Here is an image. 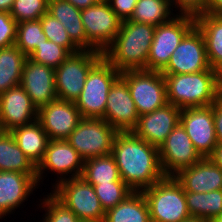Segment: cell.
<instances>
[{
	"mask_svg": "<svg viewBox=\"0 0 222 222\" xmlns=\"http://www.w3.org/2000/svg\"><path fill=\"white\" fill-rule=\"evenodd\" d=\"M111 155L121 179L134 192H142L165 177L158 148L137 137L132 131L117 133Z\"/></svg>",
	"mask_w": 222,
	"mask_h": 222,
	"instance_id": "obj_1",
	"label": "cell"
},
{
	"mask_svg": "<svg viewBox=\"0 0 222 222\" xmlns=\"http://www.w3.org/2000/svg\"><path fill=\"white\" fill-rule=\"evenodd\" d=\"M155 28L148 23L123 21L115 39L103 51V57L119 72L145 70Z\"/></svg>",
	"mask_w": 222,
	"mask_h": 222,
	"instance_id": "obj_2",
	"label": "cell"
},
{
	"mask_svg": "<svg viewBox=\"0 0 222 222\" xmlns=\"http://www.w3.org/2000/svg\"><path fill=\"white\" fill-rule=\"evenodd\" d=\"M163 75L167 101L177 108L211 106L220 97L214 69L197 73Z\"/></svg>",
	"mask_w": 222,
	"mask_h": 222,
	"instance_id": "obj_3",
	"label": "cell"
},
{
	"mask_svg": "<svg viewBox=\"0 0 222 222\" xmlns=\"http://www.w3.org/2000/svg\"><path fill=\"white\" fill-rule=\"evenodd\" d=\"M151 222H182L190 218L185 191L175 177H164L142 191Z\"/></svg>",
	"mask_w": 222,
	"mask_h": 222,
	"instance_id": "obj_4",
	"label": "cell"
},
{
	"mask_svg": "<svg viewBox=\"0 0 222 222\" xmlns=\"http://www.w3.org/2000/svg\"><path fill=\"white\" fill-rule=\"evenodd\" d=\"M120 72L102 57L90 70L75 106L82 118H103L107 96Z\"/></svg>",
	"mask_w": 222,
	"mask_h": 222,
	"instance_id": "obj_5",
	"label": "cell"
},
{
	"mask_svg": "<svg viewBox=\"0 0 222 222\" xmlns=\"http://www.w3.org/2000/svg\"><path fill=\"white\" fill-rule=\"evenodd\" d=\"M118 131L102 118H82L66 141L85 161L109 155Z\"/></svg>",
	"mask_w": 222,
	"mask_h": 222,
	"instance_id": "obj_6",
	"label": "cell"
},
{
	"mask_svg": "<svg viewBox=\"0 0 222 222\" xmlns=\"http://www.w3.org/2000/svg\"><path fill=\"white\" fill-rule=\"evenodd\" d=\"M103 57L99 50L72 53L55 69L57 99L75 102L91 68Z\"/></svg>",
	"mask_w": 222,
	"mask_h": 222,
	"instance_id": "obj_7",
	"label": "cell"
},
{
	"mask_svg": "<svg viewBox=\"0 0 222 222\" xmlns=\"http://www.w3.org/2000/svg\"><path fill=\"white\" fill-rule=\"evenodd\" d=\"M52 186L51 193L73 211L80 221L104 222L105 211L94 187L82 177L67 178Z\"/></svg>",
	"mask_w": 222,
	"mask_h": 222,
	"instance_id": "obj_8",
	"label": "cell"
},
{
	"mask_svg": "<svg viewBox=\"0 0 222 222\" xmlns=\"http://www.w3.org/2000/svg\"><path fill=\"white\" fill-rule=\"evenodd\" d=\"M126 80L139 116L165 106L167 101L166 82L159 71L127 70L120 72Z\"/></svg>",
	"mask_w": 222,
	"mask_h": 222,
	"instance_id": "obj_9",
	"label": "cell"
},
{
	"mask_svg": "<svg viewBox=\"0 0 222 222\" xmlns=\"http://www.w3.org/2000/svg\"><path fill=\"white\" fill-rule=\"evenodd\" d=\"M194 26L195 17L180 14L156 26L145 70L161 72L181 40Z\"/></svg>",
	"mask_w": 222,
	"mask_h": 222,
	"instance_id": "obj_10",
	"label": "cell"
},
{
	"mask_svg": "<svg viewBox=\"0 0 222 222\" xmlns=\"http://www.w3.org/2000/svg\"><path fill=\"white\" fill-rule=\"evenodd\" d=\"M158 151L165 177H174L181 170L189 168L202 159L180 122L167 136Z\"/></svg>",
	"mask_w": 222,
	"mask_h": 222,
	"instance_id": "obj_11",
	"label": "cell"
},
{
	"mask_svg": "<svg viewBox=\"0 0 222 222\" xmlns=\"http://www.w3.org/2000/svg\"><path fill=\"white\" fill-rule=\"evenodd\" d=\"M83 166L84 160L66 140H49L44 157L36 167L37 183L43 182L40 180H44L45 171L53 172L57 177L60 175L55 185L66 180L67 176L68 179L81 177Z\"/></svg>",
	"mask_w": 222,
	"mask_h": 222,
	"instance_id": "obj_12",
	"label": "cell"
},
{
	"mask_svg": "<svg viewBox=\"0 0 222 222\" xmlns=\"http://www.w3.org/2000/svg\"><path fill=\"white\" fill-rule=\"evenodd\" d=\"M207 69L213 68L208 62L204 37L200 30L194 26L181 40L161 73L186 74Z\"/></svg>",
	"mask_w": 222,
	"mask_h": 222,
	"instance_id": "obj_13",
	"label": "cell"
},
{
	"mask_svg": "<svg viewBox=\"0 0 222 222\" xmlns=\"http://www.w3.org/2000/svg\"><path fill=\"white\" fill-rule=\"evenodd\" d=\"M81 20L87 39L101 52L113 42L123 22L106 0L81 10Z\"/></svg>",
	"mask_w": 222,
	"mask_h": 222,
	"instance_id": "obj_14",
	"label": "cell"
},
{
	"mask_svg": "<svg viewBox=\"0 0 222 222\" xmlns=\"http://www.w3.org/2000/svg\"><path fill=\"white\" fill-rule=\"evenodd\" d=\"M180 123L202 158L209 157L218 142L213 118V104L207 107L184 108Z\"/></svg>",
	"mask_w": 222,
	"mask_h": 222,
	"instance_id": "obj_15",
	"label": "cell"
},
{
	"mask_svg": "<svg viewBox=\"0 0 222 222\" xmlns=\"http://www.w3.org/2000/svg\"><path fill=\"white\" fill-rule=\"evenodd\" d=\"M104 119L118 132L132 131L139 119V114L126 80L120 75L112 84L107 96Z\"/></svg>",
	"mask_w": 222,
	"mask_h": 222,
	"instance_id": "obj_16",
	"label": "cell"
},
{
	"mask_svg": "<svg viewBox=\"0 0 222 222\" xmlns=\"http://www.w3.org/2000/svg\"><path fill=\"white\" fill-rule=\"evenodd\" d=\"M82 119L74 102L55 99L38 109L37 121L49 140H66Z\"/></svg>",
	"mask_w": 222,
	"mask_h": 222,
	"instance_id": "obj_17",
	"label": "cell"
},
{
	"mask_svg": "<svg viewBox=\"0 0 222 222\" xmlns=\"http://www.w3.org/2000/svg\"><path fill=\"white\" fill-rule=\"evenodd\" d=\"M20 85L39 109L57 99L55 69L26 58Z\"/></svg>",
	"mask_w": 222,
	"mask_h": 222,
	"instance_id": "obj_18",
	"label": "cell"
},
{
	"mask_svg": "<svg viewBox=\"0 0 222 222\" xmlns=\"http://www.w3.org/2000/svg\"><path fill=\"white\" fill-rule=\"evenodd\" d=\"M37 113L38 109L21 85L0 94L1 131H11L15 127L35 122Z\"/></svg>",
	"mask_w": 222,
	"mask_h": 222,
	"instance_id": "obj_19",
	"label": "cell"
},
{
	"mask_svg": "<svg viewBox=\"0 0 222 222\" xmlns=\"http://www.w3.org/2000/svg\"><path fill=\"white\" fill-rule=\"evenodd\" d=\"M181 109L167 103L151 113L139 116L132 132L139 138L159 148L180 122Z\"/></svg>",
	"mask_w": 222,
	"mask_h": 222,
	"instance_id": "obj_20",
	"label": "cell"
},
{
	"mask_svg": "<svg viewBox=\"0 0 222 222\" xmlns=\"http://www.w3.org/2000/svg\"><path fill=\"white\" fill-rule=\"evenodd\" d=\"M37 186V174L0 171V219L20 208Z\"/></svg>",
	"mask_w": 222,
	"mask_h": 222,
	"instance_id": "obj_21",
	"label": "cell"
},
{
	"mask_svg": "<svg viewBox=\"0 0 222 222\" xmlns=\"http://www.w3.org/2000/svg\"><path fill=\"white\" fill-rule=\"evenodd\" d=\"M174 177L185 192L205 193L222 190V169L208 157L202 158L196 164L181 170Z\"/></svg>",
	"mask_w": 222,
	"mask_h": 222,
	"instance_id": "obj_22",
	"label": "cell"
},
{
	"mask_svg": "<svg viewBox=\"0 0 222 222\" xmlns=\"http://www.w3.org/2000/svg\"><path fill=\"white\" fill-rule=\"evenodd\" d=\"M48 13L65 27L72 42L80 50H98L86 36L81 20V10L65 0H49Z\"/></svg>",
	"mask_w": 222,
	"mask_h": 222,
	"instance_id": "obj_23",
	"label": "cell"
},
{
	"mask_svg": "<svg viewBox=\"0 0 222 222\" xmlns=\"http://www.w3.org/2000/svg\"><path fill=\"white\" fill-rule=\"evenodd\" d=\"M10 132L25 156L37 167L44 157L49 142L41 124L35 121L29 125L15 127Z\"/></svg>",
	"mask_w": 222,
	"mask_h": 222,
	"instance_id": "obj_24",
	"label": "cell"
},
{
	"mask_svg": "<svg viewBox=\"0 0 222 222\" xmlns=\"http://www.w3.org/2000/svg\"><path fill=\"white\" fill-rule=\"evenodd\" d=\"M195 26L204 37L208 62L214 69L222 62V15H198L195 17Z\"/></svg>",
	"mask_w": 222,
	"mask_h": 222,
	"instance_id": "obj_25",
	"label": "cell"
},
{
	"mask_svg": "<svg viewBox=\"0 0 222 222\" xmlns=\"http://www.w3.org/2000/svg\"><path fill=\"white\" fill-rule=\"evenodd\" d=\"M104 222H151L144 194L131 193L124 201L105 212Z\"/></svg>",
	"mask_w": 222,
	"mask_h": 222,
	"instance_id": "obj_26",
	"label": "cell"
},
{
	"mask_svg": "<svg viewBox=\"0 0 222 222\" xmlns=\"http://www.w3.org/2000/svg\"><path fill=\"white\" fill-rule=\"evenodd\" d=\"M0 171L36 174V167L19 148L10 131H0Z\"/></svg>",
	"mask_w": 222,
	"mask_h": 222,
	"instance_id": "obj_27",
	"label": "cell"
},
{
	"mask_svg": "<svg viewBox=\"0 0 222 222\" xmlns=\"http://www.w3.org/2000/svg\"><path fill=\"white\" fill-rule=\"evenodd\" d=\"M26 58L15 44L0 49V94L20 85Z\"/></svg>",
	"mask_w": 222,
	"mask_h": 222,
	"instance_id": "obj_28",
	"label": "cell"
},
{
	"mask_svg": "<svg viewBox=\"0 0 222 222\" xmlns=\"http://www.w3.org/2000/svg\"><path fill=\"white\" fill-rule=\"evenodd\" d=\"M185 197L191 217L212 221L222 214V190L205 193L185 192Z\"/></svg>",
	"mask_w": 222,
	"mask_h": 222,
	"instance_id": "obj_29",
	"label": "cell"
},
{
	"mask_svg": "<svg viewBox=\"0 0 222 222\" xmlns=\"http://www.w3.org/2000/svg\"><path fill=\"white\" fill-rule=\"evenodd\" d=\"M81 177L93 186L123 181L111 154L85 160Z\"/></svg>",
	"mask_w": 222,
	"mask_h": 222,
	"instance_id": "obj_30",
	"label": "cell"
},
{
	"mask_svg": "<svg viewBox=\"0 0 222 222\" xmlns=\"http://www.w3.org/2000/svg\"><path fill=\"white\" fill-rule=\"evenodd\" d=\"M173 9L170 0H137L130 20L158 26L169 22L177 15L173 14Z\"/></svg>",
	"mask_w": 222,
	"mask_h": 222,
	"instance_id": "obj_31",
	"label": "cell"
},
{
	"mask_svg": "<svg viewBox=\"0 0 222 222\" xmlns=\"http://www.w3.org/2000/svg\"><path fill=\"white\" fill-rule=\"evenodd\" d=\"M46 40L40 19L18 23L15 45L27 57Z\"/></svg>",
	"mask_w": 222,
	"mask_h": 222,
	"instance_id": "obj_32",
	"label": "cell"
},
{
	"mask_svg": "<svg viewBox=\"0 0 222 222\" xmlns=\"http://www.w3.org/2000/svg\"><path fill=\"white\" fill-rule=\"evenodd\" d=\"M93 187L105 212L124 201L134 192L124 181L97 184Z\"/></svg>",
	"mask_w": 222,
	"mask_h": 222,
	"instance_id": "obj_33",
	"label": "cell"
},
{
	"mask_svg": "<svg viewBox=\"0 0 222 222\" xmlns=\"http://www.w3.org/2000/svg\"><path fill=\"white\" fill-rule=\"evenodd\" d=\"M70 54L66 48L47 39L37 46L28 57L36 63L56 69Z\"/></svg>",
	"mask_w": 222,
	"mask_h": 222,
	"instance_id": "obj_34",
	"label": "cell"
},
{
	"mask_svg": "<svg viewBox=\"0 0 222 222\" xmlns=\"http://www.w3.org/2000/svg\"><path fill=\"white\" fill-rule=\"evenodd\" d=\"M40 21L43 32L49 41L66 48L71 54L80 51V49L70 39L65 27L52 15L46 12L40 18Z\"/></svg>",
	"mask_w": 222,
	"mask_h": 222,
	"instance_id": "obj_35",
	"label": "cell"
},
{
	"mask_svg": "<svg viewBox=\"0 0 222 222\" xmlns=\"http://www.w3.org/2000/svg\"><path fill=\"white\" fill-rule=\"evenodd\" d=\"M49 0H14L10 15L17 22L39 20L48 12Z\"/></svg>",
	"mask_w": 222,
	"mask_h": 222,
	"instance_id": "obj_36",
	"label": "cell"
},
{
	"mask_svg": "<svg viewBox=\"0 0 222 222\" xmlns=\"http://www.w3.org/2000/svg\"><path fill=\"white\" fill-rule=\"evenodd\" d=\"M43 197L39 204L45 214L42 222H80L76 214L60 202L52 193Z\"/></svg>",
	"mask_w": 222,
	"mask_h": 222,
	"instance_id": "obj_37",
	"label": "cell"
},
{
	"mask_svg": "<svg viewBox=\"0 0 222 222\" xmlns=\"http://www.w3.org/2000/svg\"><path fill=\"white\" fill-rule=\"evenodd\" d=\"M17 26L10 12H0V49L15 44Z\"/></svg>",
	"mask_w": 222,
	"mask_h": 222,
	"instance_id": "obj_38",
	"label": "cell"
},
{
	"mask_svg": "<svg viewBox=\"0 0 222 222\" xmlns=\"http://www.w3.org/2000/svg\"><path fill=\"white\" fill-rule=\"evenodd\" d=\"M170 2L172 8H177V11L180 9L177 14L196 17L205 13L209 0H170Z\"/></svg>",
	"mask_w": 222,
	"mask_h": 222,
	"instance_id": "obj_39",
	"label": "cell"
},
{
	"mask_svg": "<svg viewBox=\"0 0 222 222\" xmlns=\"http://www.w3.org/2000/svg\"><path fill=\"white\" fill-rule=\"evenodd\" d=\"M110 8L122 20H130L134 13L137 0H106Z\"/></svg>",
	"mask_w": 222,
	"mask_h": 222,
	"instance_id": "obj_40",
	"label": "cell"
},
{
	"mask_svg": "<svg viewBox=\"0 0 222 222\" xmlns=\"http://www.w3.org/2000/svg\"><path fill=\"white\" fill-rule=\"evenodd\" d=\"M213 118L218 144H222V96L213 103Z\"/></svg>",
	"mask_w": 222,
	"mask_h": 222,
	"instance_id": "obj_41",
	"label": "cell"
},
{
	"mask_svg": "<svg viewBox=\"0 0 222 222\" xmlns=\"http://www.w3.org/2000/svg\"><path fill=\"white\" fill-rule=\"evenodd\" d=\"M205 13L222 15V0H209Z\"/></svg>",
	"mask_w": 222,
	"mask_h": 222,
	"instance_id": "obj_42",
	"label": "cell"
},
{
	"mask_svg": "<svg viewBox=\"0 0 222 222\" xmlns=\"http://www.w3.org/2000/svg\"><path fill=\"white\" fill-rule=\"evenodd\" d=\"M216 166L222 169V144H217L212 154L208 157Z\"/></svg>",
	"mask_w": 222,
	"mask_h": 222,
	"instance_id": "obj_43",
	"label": "cell"
},
{
	"mask_svg": "<svg viewBox=\"0 0 222 222\" xmlns=\"http://www.w3.org/2000/svg\"><path fill=\"white\" fill-rule=\"evenodd\" d=\"M71 3L77 9L83 10L99 3L101 0H65Z\"/></svg>",
	"mask_w": 222,
	"mask_h": 222,
	"instance_id": "obj_44",
	"label": "cell"
},
{
	"mask_svg": "<svg viewBox=\"0 0 222 222\" xmlns=\"http://www.w3.org/2000/svg\"><path fill=\"white\" fill-rule=\"evenodd\" d=\"M215 78L216 85L219 92V95L222 96V62L219 63L215 68Z\"/></svg>",
	"mask_w": 222,
	"mask_h": 222,
	"instance_id": "obj_45",
	"label": "cell"
},
{
	"mask_svg": "<svg viewBox=\"0 0 222 222\" xmlns=\"http://www.w3.org/2000/svg\"><path fill=\"white\" fill-rule=\"evenodd\" d=\"M14 0H0V12H10Z\"/></svg>",
	"mask_w": 222,
	"mask_h": 222,
	"instance_id": "obj_46",
	"label": "cell"
},
{
	"mask_svg": "<svg viewBox=\"0 0 222 222\" xmlns=\"http://www.w3.org/2000/svg\"><path fill=\"white\" fill-rule=\"evenodd\" d=\"M182 222H211V221L198 217H190Z\"/></svg>",
	"mask_w": 222,
	"mask_h": 222,
	"instance_id": "obj_47",
	"label": "cell"
},
{
	"mask_svg": "<svg viewBox=\"0 0 222 222\" xmlns=\"http://www.w3.org/2000/svg\"><path fill=\"white\" fill-rule=\"evenodd\" d=\"M211 222H222V214L216 218H214Z\"/></svg>",
	"mask_w": 222,
	"mask_h": 222,
	"instance_id": "obj_48",
	"label": "cell"
},
{
	"mask_svg": "<svg viewBox=\"0 0 222 222\" xmlns=\"http://www.w3.org/2000/svg\"><path fill=\"white\" fill-rule=\"evenodd\" d=\"M80 222H103V221H80Z\"/></svg>",
	"mask_w": 222,
	"mask_h": 222,
	"instance_id": "obj_49",
	"label": "cell"
}]
</instances>
